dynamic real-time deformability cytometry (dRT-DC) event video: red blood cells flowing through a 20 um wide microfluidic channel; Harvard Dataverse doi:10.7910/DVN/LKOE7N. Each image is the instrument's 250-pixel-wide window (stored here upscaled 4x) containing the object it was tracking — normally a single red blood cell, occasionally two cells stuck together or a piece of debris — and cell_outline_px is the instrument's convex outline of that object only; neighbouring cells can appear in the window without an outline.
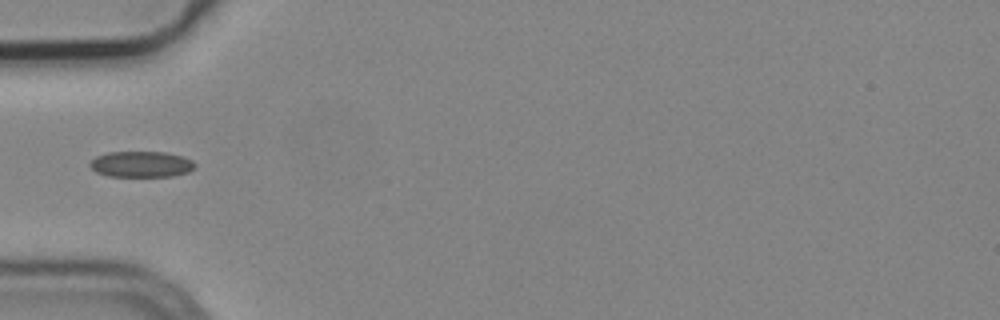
{"species": "common noctule bat (a hibernating species)", "species_latin": "Nyctalus noctula", "temperature_condition": "cold", "stored_images_in_passage": 14, "camera_frame_rate_fps": 3000, "um_per_image_px": 0.085, "animal": {"sex": "male", "body_mass_g": 19.2, "forearm_length_mm": 51.8}, "frame": {"image": 1, "passage_image": 1, "time_ms": 0.0, "image_size_px": [1000, 320], "cell_outline_px": [[196, 164], [188, 172], [172, 176], [108, 176], [96, 172], [88, 164], [96, 156], [108, 152], [164, 152], [184, 156], [192, 160]], "centroid_in_image_um": [12.0, 13.95], "position_along_channel_um": 73.0, "area_um2": 15.84}}
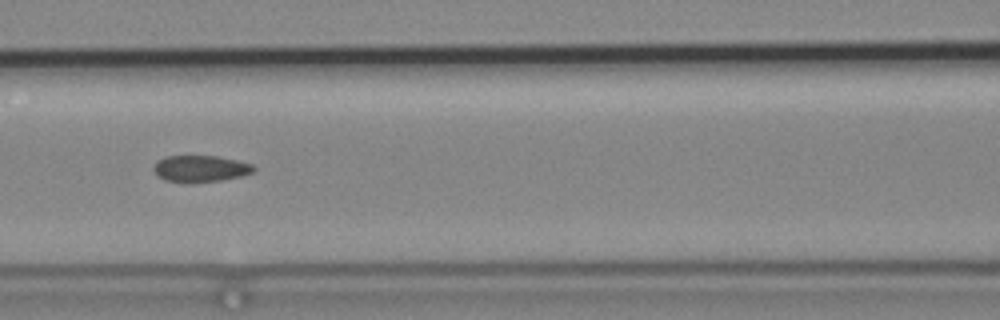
{"frame": {"image": 2, "passage_image": 7, "time_ms": 2.0, "image_size_px": [1000, 320], "cell_outline_px": [[256, 172], [240, 176], [220, 180], [164, 180], [156, 176], [152, 168], [156, 160], [164, 156], [216, 156], [236, 160], [252, 164], [256, 168]], "centroid_in_image_um": [17.02, 14.29], "position_along_channel_um": 149.6, "area_um2": 15.09}}
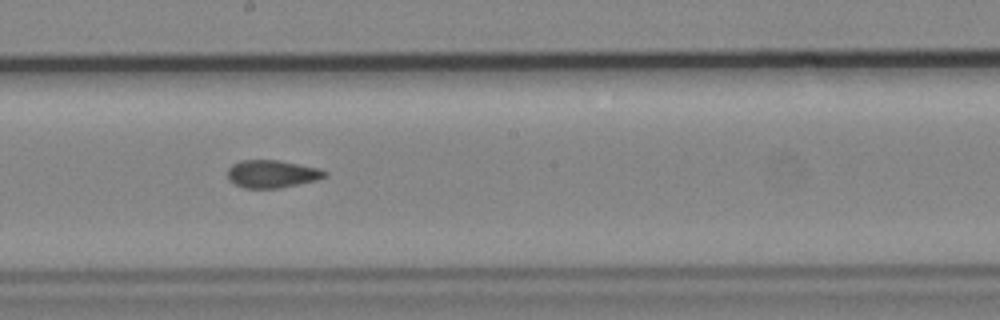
{"frame": {"image": 3, "passage_image": 13, "time_ms": 4.0, "image_size_px": [1000, 320], "cell_outline_px": [[328, 176], [316, 180], [280, 188], [244, 188], [228, 180], [228, 168], [232, 164], [240, 160], [280, 160], [320, 168], [328, 172]], "centroid_in_image_um": [23.14, 14.77], "position_along_channel_um": 225.1, "area_um2": 15.84}}